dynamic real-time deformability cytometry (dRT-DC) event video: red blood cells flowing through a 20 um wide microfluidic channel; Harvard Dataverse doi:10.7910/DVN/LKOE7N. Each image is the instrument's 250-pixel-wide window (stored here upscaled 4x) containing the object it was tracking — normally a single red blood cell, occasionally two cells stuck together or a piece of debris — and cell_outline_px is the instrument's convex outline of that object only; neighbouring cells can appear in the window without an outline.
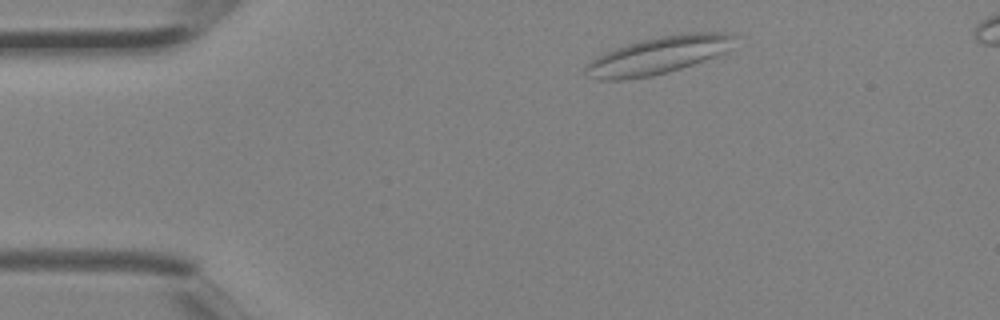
{"species": "Egyptian fruit bat (a non-hibernating species)", "species_latin": "Rousettus aegyptiacus", "temperature_condition": "room temperature", "stored_images_in_passage": 3, "camera_frame_rate_fps": 3000, "um_per_image_px": 0.085, "animal": {"sex": "female"}, "frame": {"image": 1, "passage_image": 1, "time_ms": 0.0, "image_size_px": [1000, 320], "cell_outline_px": [[740, 36], [728, 52], [668, 72], [652, 76], [624, 80], [596, 80], [588, 76], [584, 68], [596, 56], [616, 48], [640, 40], [660, 36], [688, 32], [732, 32]], "centroid_in_image_um": [56.04, 4.69], "position_along_channel_um": 29.0, "area_um2": 32.77}}